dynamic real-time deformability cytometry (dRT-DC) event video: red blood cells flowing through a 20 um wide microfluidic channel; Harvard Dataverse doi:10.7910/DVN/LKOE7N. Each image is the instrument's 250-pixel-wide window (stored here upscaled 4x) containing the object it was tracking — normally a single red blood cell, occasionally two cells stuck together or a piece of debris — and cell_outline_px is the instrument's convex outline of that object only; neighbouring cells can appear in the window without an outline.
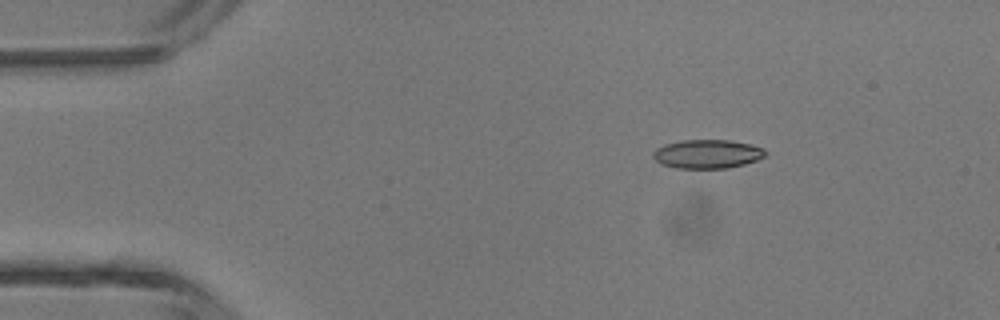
{"species": "common noctule bat (a hibernating species)", "species_latin": "Nyctalus noctula", "temperature_condition": "room temperature", "stored_images_in_passage": 3, "camera_frame_rate_fps": 3000, "um_per_image_px": 0.085, "animal": {"sex": "male", "body_mass_g": 13.3}, "frame": {"image": 1, "passage_image": 1, "time_ms": 0.0, "image_size_px": [1000, 320], "cell_outline_px": [[768, 152], [764, 156], [756, 160], [744, 164], [728, 168], [676, 168], [660, 164], [652, 156], [652, 152], [656, 148], [664, 144], [680, 140], [732, 140], [752, 144], [764, 148]], "centroid_in_image_um": [60.12, 13.08], "position_along_channel_um": 24.9, "area_um2": 19.07}}